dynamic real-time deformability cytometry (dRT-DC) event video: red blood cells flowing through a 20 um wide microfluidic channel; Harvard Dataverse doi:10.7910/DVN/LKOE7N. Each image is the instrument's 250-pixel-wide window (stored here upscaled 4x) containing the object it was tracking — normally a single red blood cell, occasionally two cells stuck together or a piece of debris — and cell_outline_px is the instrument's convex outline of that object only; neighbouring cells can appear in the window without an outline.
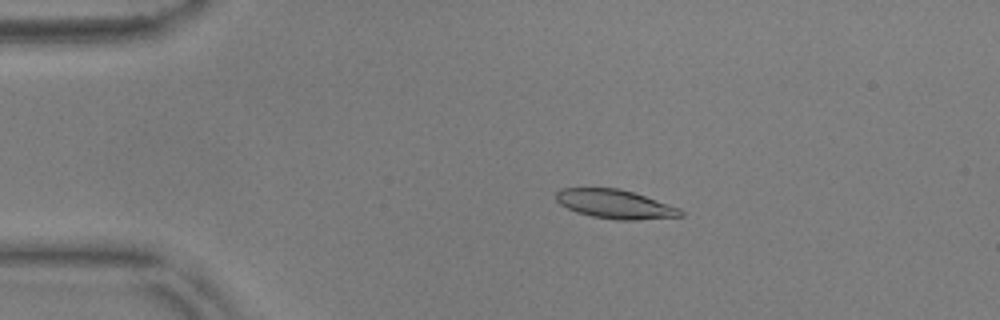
{"species": "common noctule bat (a hibernating species)", "species_latin": "Nyctalus noctula", "temperature_condition": "warm", "stored_images_in_passage": 54, "camera_frame_rate_fps": 3000, "um_per_image_px": 0.085, "animal": {"sex": "male", "body_mass_g": 17.9, "forearm_length_mm": 54.2}, "frame": {"image": 1, "passage_image": 10, "time_ms": 3.0, "image_size_px": [1000, 320], "cell_outline_px": [[684, 216], [636, 220], [616, 220], [592, 216], [576, 212], [560, 204], [556, 200], [556, 192], [560, 188], [620, 188], [680, 208], [684, 212]], "centroid_in_image_um": [52.28, 17.35], "position_along_channel_um": 32.7, "area_um2": 20.92}}
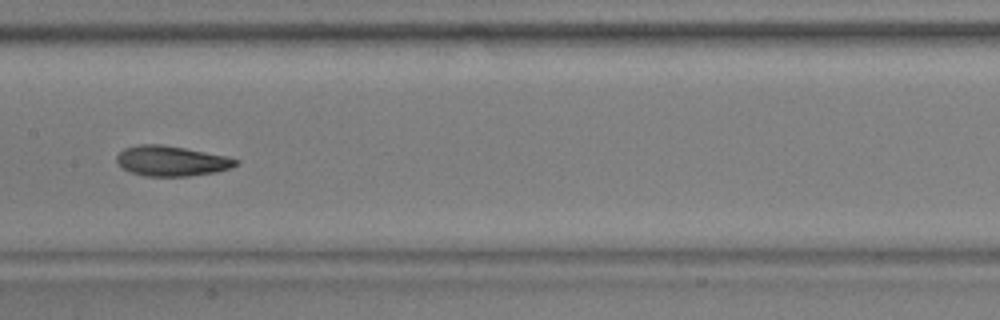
{"frame": {"image": 2, "passage_image": 27, "time_ms": 8.667, "image_size_px": [1000, 320], "cell_outline_px": [[240, 160], [236, 164], [228, 168], [216, 172], [188, 176], [144, 176], [132, 172], [124, 168], [116, 160], [116, 156], [124, 148], [140, 144], [160, 144], [184, 148], [224, 156]], "centroid_in_image_um": [14.54, 13.68], "position_along_channel_um": 192.9, "area_um2": 20.58}}
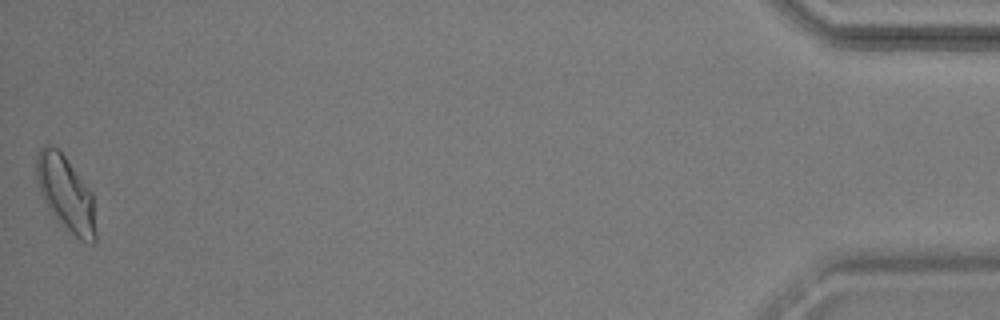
{"frame": {"image": 3, "passage_image": 54, "time_ms": 17.667, "image_size_px": [1000, 320], "cell_outline_px": [[96, 240], [92, 244], [80, 240], [64, 228], [52, 216], [40, 192], [36, 172], [36, 156], [40, 148], [44, 144], [48, 144], [56, 148], [64, 156], [92, 192], [96, 232]], "centroid_in_image_um": [5.59, 16.49], "position_along_channel_um": 429.6, "area_um2": 25.89}, "authors_computed_cell_mechanics": {"area_um2": 21.0681, "velocity_mm_per_s": 3.6465, "shape_relaxation_time_tau1_ms": 5.3327, "shape_relaxation_time_tau2_ms": 2.4333, "deformation_change_tau1": 0.1506, "deformation_change_tau2": 0.0855}}